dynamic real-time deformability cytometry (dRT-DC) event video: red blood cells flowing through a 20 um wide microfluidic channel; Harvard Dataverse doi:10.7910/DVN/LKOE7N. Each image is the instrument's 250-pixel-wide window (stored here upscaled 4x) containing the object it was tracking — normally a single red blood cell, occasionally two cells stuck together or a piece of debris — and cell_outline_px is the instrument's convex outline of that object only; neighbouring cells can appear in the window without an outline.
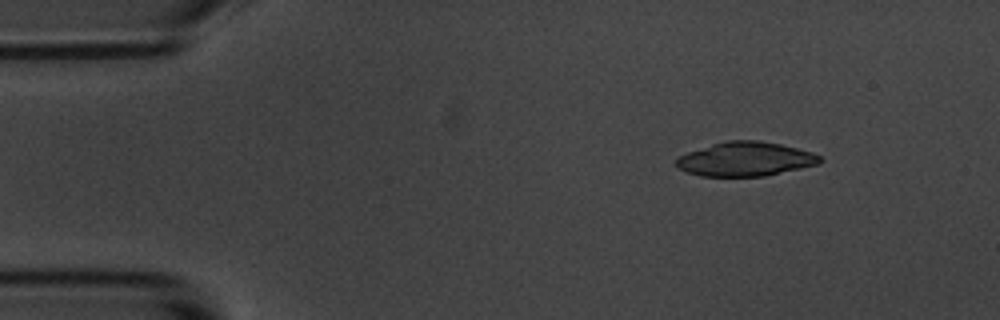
{"species": "common noctule bat (a hibernating species)", "species_latin": "Nyctalus noctula", "temperature_condition": "room temperature", "stored_images_in_passage": 10, "camera_frame_rate_fps": 3000, "um_per_image_px": 0.085, "animal": {"sex": "male", "body_mass_g": 20.1, "forearm_length_mm": 53.5}, "frame": {"image": 1, "passage_image": 2, "time_ms": 1.333, "image_size_px": [1000, 320], "cell_outline_px": [[824, 160], [820, 164], [764, 176], [700, 176], [688, 172], [680, 168], [676, 164], [676, 160], [680, 156], [688, 152], [712, 144], [728, 140], [756, 140], [780, 144], [812, 152], [820, 156]], "centroid_in_image_um": [63.4, 13.52], "position_along_channel_um": 21.6, "area_um2": 28.38}}